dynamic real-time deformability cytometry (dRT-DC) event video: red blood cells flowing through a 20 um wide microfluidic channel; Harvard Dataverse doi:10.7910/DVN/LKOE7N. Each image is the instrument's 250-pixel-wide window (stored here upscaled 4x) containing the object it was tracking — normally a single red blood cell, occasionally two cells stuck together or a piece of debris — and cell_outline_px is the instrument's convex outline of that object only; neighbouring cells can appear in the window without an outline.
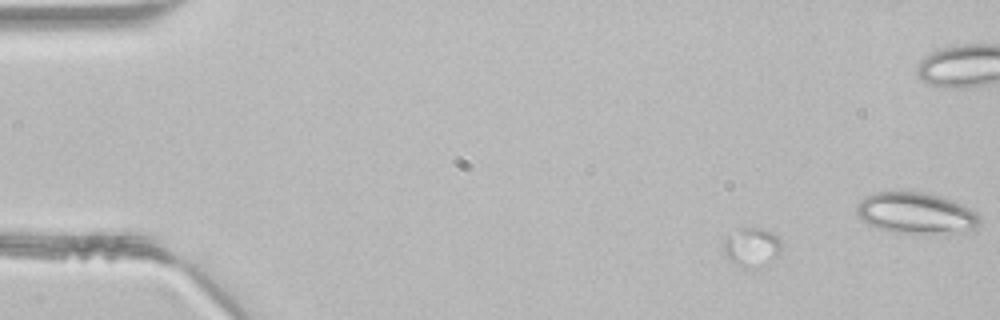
{"species": "common noctule bat (a hibernating species)", "species_latin": "Nyctalus noctula", "temperature_condition": "room temperature", "stored_images_in_passage": 9, "camera_frame_rate_fps": 3000, "um_per_image_px": 0.085, "animal": {"sex": "male", "body_mass_g": 21.5, "forearm_length_mm": 52.0}, "frame": {"image": 1, "passage_image": 1, "time_ms": 0.0, "image_size_px": [1000, 320], "cell_outline_px": [[780, 256], [756, 268], [744, 268], [736, 264], [724, 252], [724, 240], [728, 236], [740, 228], [764, 228], [772, 232], [780, 240]], "centroid_in_image_um": [63.93, 21.0], "position_along_channel_um": 21.1, "area_um2": 12.95}}